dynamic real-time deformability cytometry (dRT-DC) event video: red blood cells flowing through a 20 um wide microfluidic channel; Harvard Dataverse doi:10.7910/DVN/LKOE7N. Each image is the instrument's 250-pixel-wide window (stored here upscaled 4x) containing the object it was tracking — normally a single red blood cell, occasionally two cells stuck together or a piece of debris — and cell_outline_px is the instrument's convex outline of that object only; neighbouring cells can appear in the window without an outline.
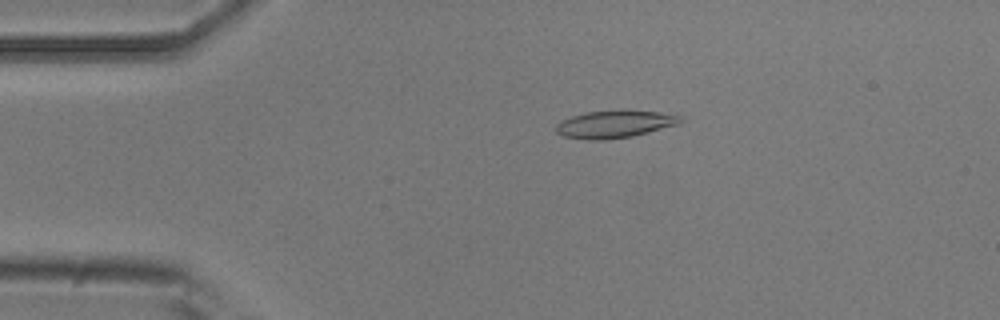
{"species": "common noctule bat (a hibernating species)", "species_latin": "Nyctalus noctula", "temperature_condition": "room temperature", "stored_images_in_passage": 50, "camera_frame_rate_fps": 3000, "um_per_image_px": 0.085, "animal": {"sex": "male", "body_mass_g": 20.5, "forearm_length_mm": 52.5}, "frame": {"image": 1, "passage_image": 9, "time_ms": 2.667, "image_size_px": [1000, 320], "cell_outline_px": [[684, 120], [680, 124], [632, 136], [604, 140], [588, 140], [564, 136], [556, 132], [556, 124], [560, 120], [572, 116], [588, 112], [620, 108], [624, 108], [660, 112], [680, 116]], "centroid_in_image_um": [52.27, 10.52], "position_along_channel_um": 32.7, "area_um2": 20.4}}
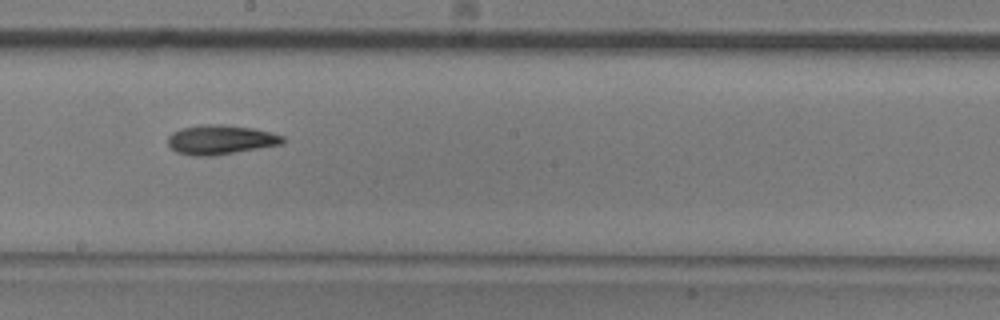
{"frame": {"image": 2, "passage_image": 27, "time_ms": 8.667, "image_size_px": [1000, 320], "cell_outline_px": [[284, 144], [212, 156], [192, 156], [176, 152], [168, 144], [168, 136], [172, 132], [180, 128], [200, 124], [220, 124], [252, 128], [272, 132], [284, 136]], "centroid_in_image_um": [18.74, 11.87], "position_along_channel_um": 229.5, "area_um2": 19.88}}
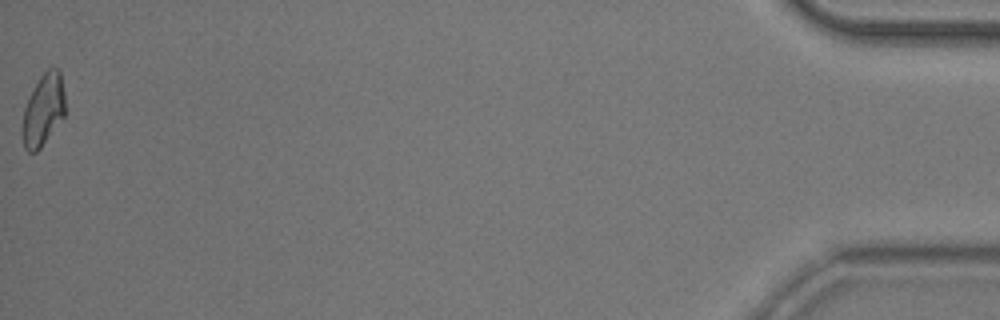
{"frame": {"image": 3, "passage_image": 50, "time_ms": 16.333, "image_size_px": [1000, 320], "cell_outline_px": [[64, 116], [40, 148], [36, 152], [28, 152], [24, 148], [20, 132], [20, 128], [24, 108], [40, 76], [48, 68], [60, 68], [64, 92]], "centroid_in_image_um": [3.65, 9.36], "position_along_channel_um": 431.6, "area_um2": 17.98}, "authors_computed_cell_mechanics": {"area_um2": 18.9006, "velocity_mm_per_s": 3.9474, "shape_relaxation_time_tau1_ms": 7.0304, "shape_relaxation_time_tau2_ms": 8.2639, "deformation_change_tau1": 0.1892, "deformation_change_tau2": 0.1906}}